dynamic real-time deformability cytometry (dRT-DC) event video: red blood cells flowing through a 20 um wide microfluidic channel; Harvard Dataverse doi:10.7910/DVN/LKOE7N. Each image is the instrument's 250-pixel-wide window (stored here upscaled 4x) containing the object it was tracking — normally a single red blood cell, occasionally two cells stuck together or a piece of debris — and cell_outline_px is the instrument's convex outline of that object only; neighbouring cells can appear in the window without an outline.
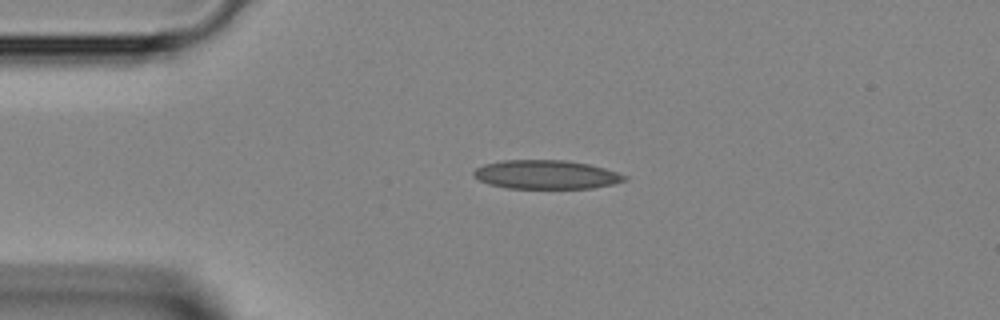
{"species": "Egyptian fruit bat (a non-hibernating species)", "species_latin": "Rousettus aegyptiacus", "temperature_condition": "room temperature", "stored_images_in_passage": 18, "camera_frame_rate_fps": 3000, "um_per_image_px": 0.085, "animal": {"sex": "female"}, "frame": {"image": 1, "passage_image": 1, "time_ms": 0.0, "image_size_px": [1000, 320], "cell_outline_px": [[628, 180], [612, 184], [592, 188], [508, 188], [488, 184], [472, 176], [472, 172], [476, 168], [484, 164], [504, 160], [568, 160], [588, 164], [604, 168], [628, 176]], "centroid_in_image_um": [46.41, 14.84], "position_along_channel_um": 38.6, "area_um2": 25.37}}
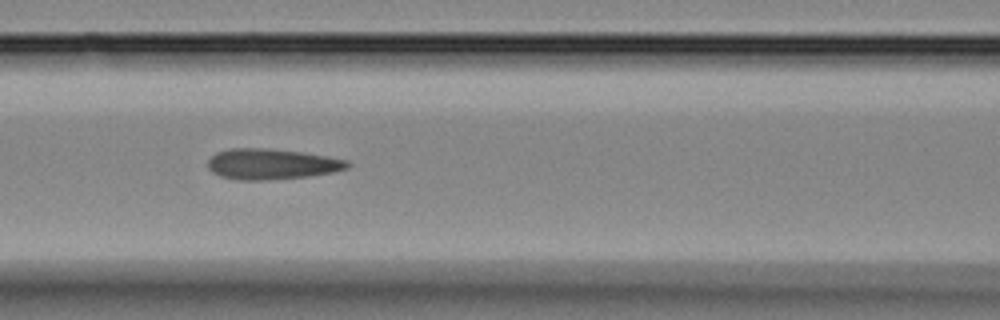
{"frame": {"image": 2, "passage_image": 10, "time_ms": 3.0, "image_size_px": [1000, 320], "cell_outline_px": [[352, 164], [348, 168], [332, 172], [308, 176], [268, 180], [236, 180], [220, 176], [212, 172], [208, 168], [208, 160], [216, 152], [228, 148], [268, 148], [300, 152], [328, 156], [348, 160]], "centroid_in_image_um": [23.08, 13.94], "position_along_channel_um": 143.5, "area_um2": 25.09}}
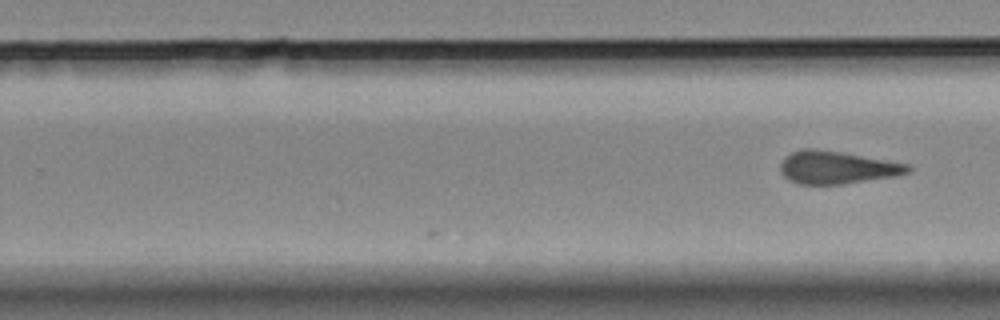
{"frame": {"image": 3, "passage_image": 18, "time_ms": 5.667, "image_size_px": [1000, 320], "cell_outline_px": [[912, 172], [896, 176], [840, 184], [800, 184], [788, 180], [780, 172], [780, 164], [784, 156], [800, 148], [816, 148], [840, 152], [908, 164], [912, 168]], "centroid_in_image_um": [71.1, 14.23], "position_along_channel_um": 258.7, "area_um2": 24.33}}